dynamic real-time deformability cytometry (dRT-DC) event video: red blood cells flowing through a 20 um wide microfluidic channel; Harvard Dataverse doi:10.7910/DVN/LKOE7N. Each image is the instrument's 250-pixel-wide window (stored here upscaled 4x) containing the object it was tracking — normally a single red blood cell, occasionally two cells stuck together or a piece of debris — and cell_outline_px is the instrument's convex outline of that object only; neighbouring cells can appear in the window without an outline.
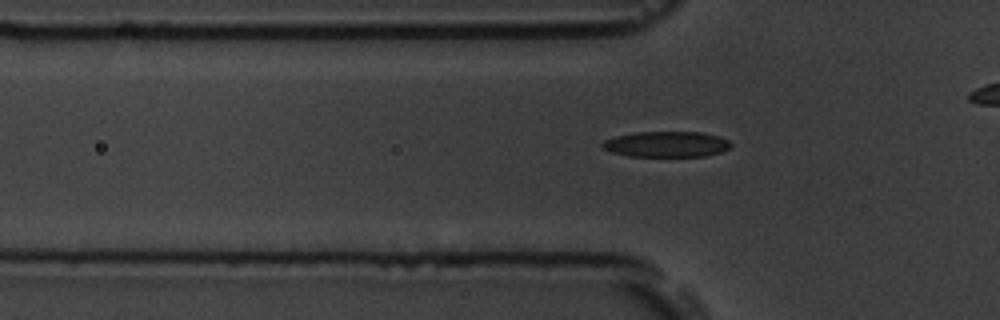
{"species": "common noctule bat (a hibernating species)", "species_latin": "Nyctalus noctula", "temperature_condition": "room temperature", "stored_images_in_passage": 29, "camera_frame_rate_fps": 3000, "um_per_image_px": 0.085, "animal": {"sex": "male", "body_mass_g": 19.5, "forearm_length_mm": 54.6}, "frame": {"image": 1, "passage_image": 2, "time_ms": 0.333, "image_size_px": [1000, 320], "cell_outline_px": [[732, 148], [720, 152], [704, 156], [628, 156], [612, 152], [600, 148], [600, 144], [604, 140], [616, 136], [636, 132], [700, 132], [720, 136], [728, 140], [732, 144]], "centroid_in_image_um": [56.65, 12.26], "position_along_channel_um": 69.2, "area_um2": 19.36}}
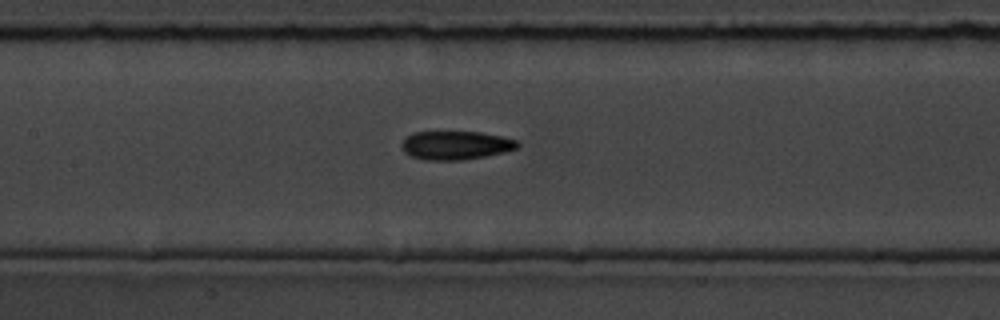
{"frame": {"image": 2, "passage_image": 10, "time_ms": 3.0, "image_size_px": [1000, 320], "cell_outline_px": [[520, 144], [516, 148], [504, 152], [464, 160], [424, 160], [412, 156], [404, 152], [400, 144], [412, 132], [480, 132], [500, 136], [516, 140]], "centroid_in_image_um": [38.71, 12.35], "position_along_channel_um": 168.7, "area_um2": 19.19}}
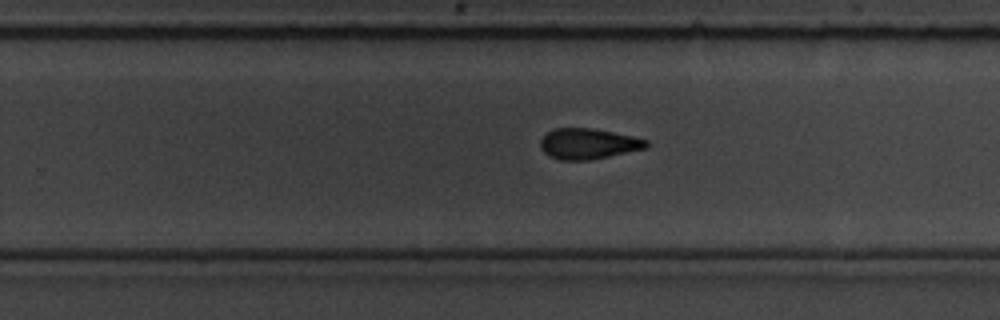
{"frame": {"image": 3, "passage_image": 19, "time_ms": 6.0, "image_size_px": [1000, 320], "cell_outline_px": [[648, 148], [588, 160], [560, 160], [548, 156], [540, 148], [540, 140], [552, 128], [592, 128], [632, 136], [648, 140]], "centroid_in_image_um": [49.98, 12.22], "position_along_channel_um": 279.8, "area_um2": 18.9}}